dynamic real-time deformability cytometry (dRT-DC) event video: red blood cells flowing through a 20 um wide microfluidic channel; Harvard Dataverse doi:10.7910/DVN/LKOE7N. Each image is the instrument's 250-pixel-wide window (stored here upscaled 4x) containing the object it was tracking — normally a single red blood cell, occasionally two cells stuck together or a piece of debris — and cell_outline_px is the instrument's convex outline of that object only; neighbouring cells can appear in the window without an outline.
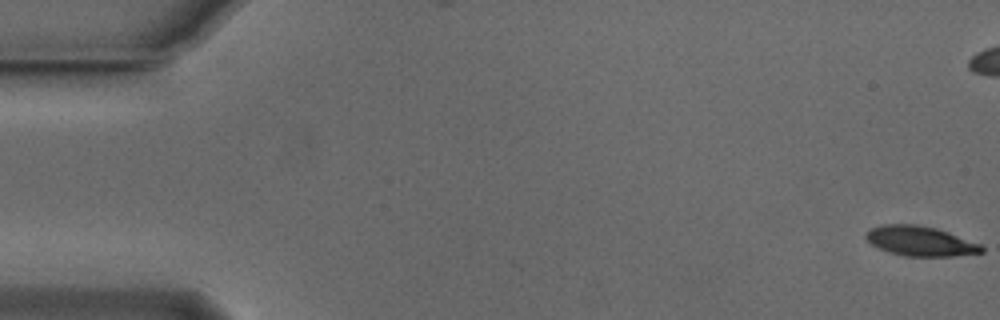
{"species": "Egyptian fruit bat (a non-hibernating species)", "species_latin": "Rousettus aegyptiacus", "temperature_condition": "cold", "stored_images_in_passage": 55, "camera_frame_rate_fps": 3000, "um_per_image_px": 0.085, "animal": {"sex": "male"}, "frame": {"image": 1, "passage_image": 1, "time_ms": 0.0, "image_size_px": [1000, 320], "cell_outline_px": [[984, 252], [952, 256], [904, 256], [880, 248], [872, 244], [864, 236], [872, 228], [884, 224], [916, 224], [936, 228], [948, 232], [980, 244], [984, 248]], "centroid_in_image_um": [78.25, 20.49], "position_along_channel_um": 6.8, "area_um2": 19.77}}
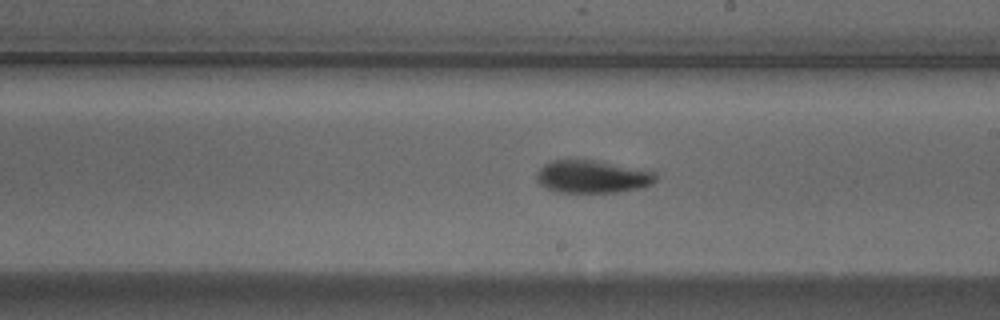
{"frame": {"image": 2, "passage_image": 31, "time_ms": 10.0, "image_size_px": [1000, 320], "cell_outline_px": [[656, 180], [652, 184], [644, 188], [620, 192], [556, 192], [540, 184], [536, 180], [536, 172], [544, 164], [552, 160], [592, 160], [656, 172]], "centroid_in_image_um": [50.34, 15.03], "position_along_channel_um": 238.7, "area_um2": 22.66}}
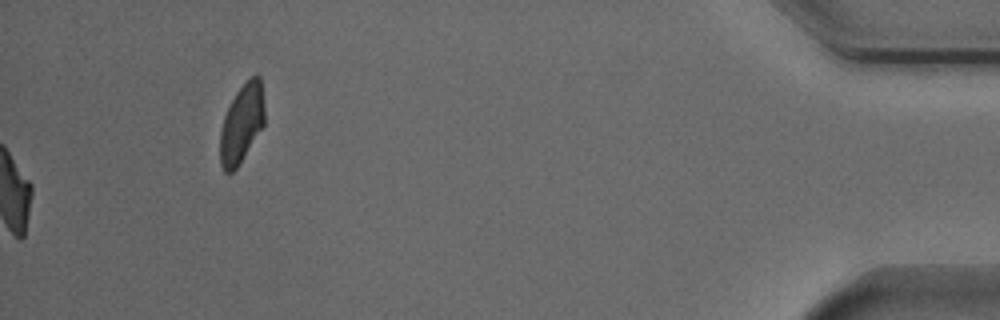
{"frame": {"image": 3, "passage_image": 55, "time_ms": 18.0, "image_size_px": [1000, 320], "cell_outline_px": [[264, 124], [236, 168], [232, 172], [224, 172], [220, 164], [220, 132], [224, 116], [236, 92], [256, 72], [260, 76], [264, 108]], "centroid_in_image_um": [20.53, 10.49], "position_along_channel_um": 414.7, "area_um2": 20.0}, "authors_computed_cell_mechanics": {"area_um2": 21.4438, "velocity_mm_per_s": 3.822, "shape_relaxation_time_tau1_ms": 4.4727, "shape_relaxation_time_tau2_ms": null, "deformation_change_tau1": 0.1446, "deformation_change_tau2": null}}